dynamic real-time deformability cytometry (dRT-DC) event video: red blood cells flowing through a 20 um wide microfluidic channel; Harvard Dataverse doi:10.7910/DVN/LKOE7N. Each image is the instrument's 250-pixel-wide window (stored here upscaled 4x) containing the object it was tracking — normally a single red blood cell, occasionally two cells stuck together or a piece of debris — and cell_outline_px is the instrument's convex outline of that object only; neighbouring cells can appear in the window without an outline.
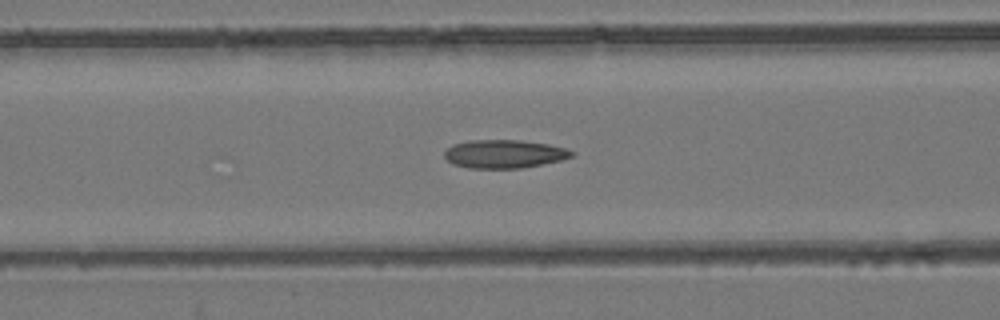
{"species": "common noctule bat (a hibernating species)", "species_latin": "Nyctalus noctula", "temperature_condition": "room temperature", "stored_images_in_passage": 42, "camera_frame_rate_fps": 3000, "um_per_image_px": 0.085, "animal": {"sex": "female", "body_mass_g": 24.6, "forearm_length_mm": 56.2}, "frame": {"image": 1, "passage_image": 11, "time_ms": 3.333, "image_size_px": [1000, 320], "cell_outline_px": [[576, 152], [572, 156], [560, 160], [520, 168], [468, 168], [452, 164], [444, 156], [444, 152], [452, 144], [468, 140], [520, 140], [548, 144], [568, 148]], "centroid_in_image_um": [42.84, 13.07], "position_along_channel_um": 123.8, "area_um2": 21.04}}
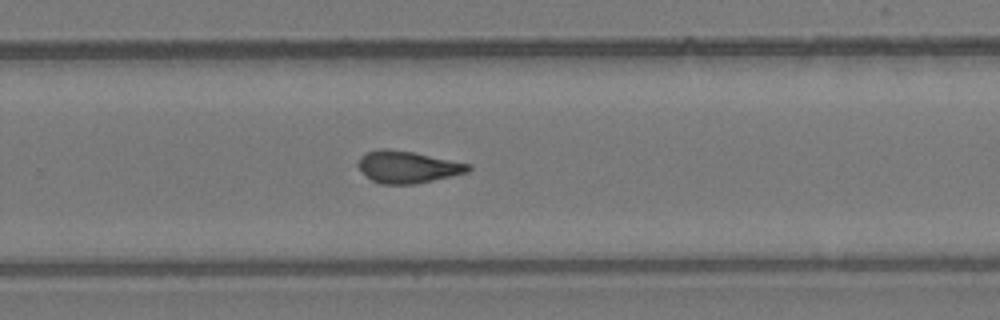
{"frame": {"image": 2, "passage_image": 24, "time_ms": 7.667, "image_size_px": [1000, 320], "cell_outline_px": [[472, 168], [468, 172], [452, 176], [416, 184], [380, 184], [372, 180], [356, 164], [360, 156], [368, 152], [380, 148], [388, 148], [412, 152], [472, 164]], "centroid_in_image_um": [34.66, 14.19], "position_along_channel_um": 295.1, "area_um2": 20.52}}
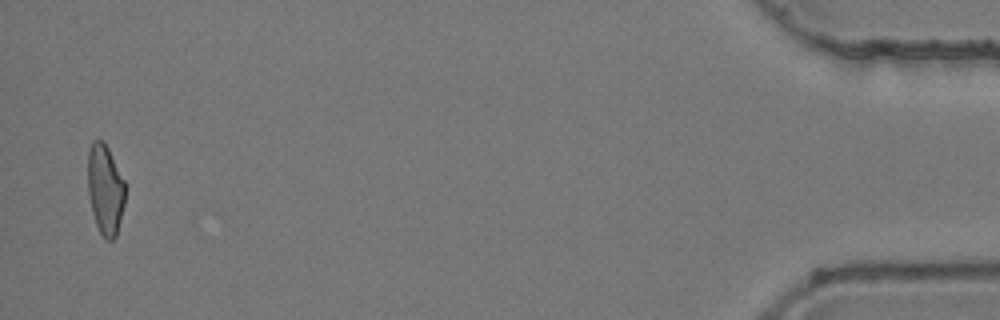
{"frame": {"image": 3, "passage_image": 41, "time_ms": 13.333, "image_size_px": [1000, 320], "cell_outline_px": [[124, 204], [116, 236], [112, 240], [104, 240], [96, 224], [92, 212], [88, 192], [88, 148], [92, 140], [104, 140], [124, 180]], "centroid_in_image_um": [8.92, 16.09], "position_along_channel_um": 426.3, "area_um2": 19.59}, "authors_computed_cell_mechanics": {"area_um2": 20.4612, "velocity_mm_per_s": 3.9635, "shape_relaxation_time_tau1_ms": null, "shape_relaxation_time_tau2_ms": 1.8772, "deformation_change_tau1": null, "deformation_change_tau2": 0.1019}}